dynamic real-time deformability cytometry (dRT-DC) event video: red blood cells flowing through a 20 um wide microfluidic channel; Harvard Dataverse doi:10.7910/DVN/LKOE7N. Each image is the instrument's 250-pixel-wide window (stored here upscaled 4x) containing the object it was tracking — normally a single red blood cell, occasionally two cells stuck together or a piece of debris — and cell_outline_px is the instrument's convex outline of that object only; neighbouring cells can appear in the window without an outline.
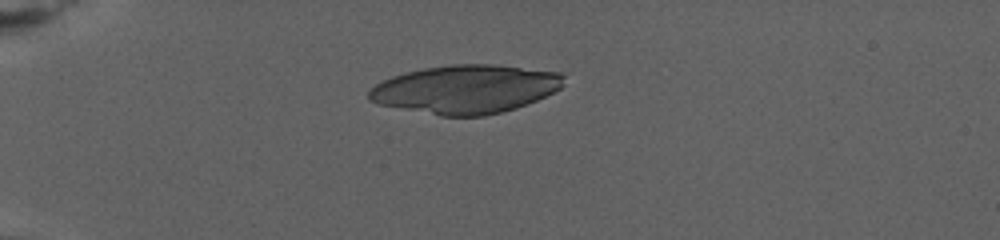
{"species": "human", "species_latin": "Homo sapiens", "temperature_condition": "warm", "stored_images_in_passage": 8, "camera_frame_rate_fps": 3000, "um_per_image_px": 0.085, "donor": {"sex": "female"}, "frame": {"image": 1, "passage_image": 1, "time_ms": 0.0, "image_size_px": [1000, 240], "cell_outline_px": [[564, 84], [560, 88], [536, 100], [516, 108], [484, 116], [440, 116], [376, 104], [368, 100], [368, 92], [376, 84], [392, 76], [404, 72], [424, 68], [452, 64], [492, 64], [564, 72]], "centroid_in_image_um": [39.57, 7.57], "position_along_channel_um": 45.4, "area_um2": 55.26}}